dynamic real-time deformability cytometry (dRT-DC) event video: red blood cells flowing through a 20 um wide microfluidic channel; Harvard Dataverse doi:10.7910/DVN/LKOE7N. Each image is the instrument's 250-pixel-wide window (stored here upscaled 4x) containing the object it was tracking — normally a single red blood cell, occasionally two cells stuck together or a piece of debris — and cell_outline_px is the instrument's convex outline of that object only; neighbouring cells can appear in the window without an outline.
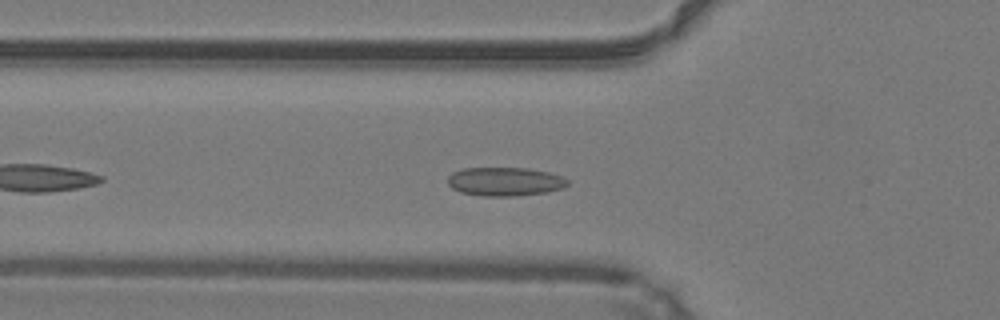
{"species": "common noctule bat (a hibernating species)", "species_latin": "Nyctalus noctula", "temperature_condition": "warm", "stored_images_in_passage": 29, "camera_frame_rate_fps": 3000, "um_per_image_px": 0.085, "animal": {"sex": "male", "body_mass_g": 19.2, "forearm_length_mm": 51.8}, "frame": {"image": 1, "passage_image": 6, "time_ms": 1.667, "image_size_px": [1000, 320], "cell_outline_px": [[568, 184], [564, 188], [548, 192], [512, 196], [484, 196], [460, 192], [452, 188], [448, 184], [448, 176], [452, 172], [464, 168], [528, 168], [548, 172], [560, 176], [568, 180]], "centroid_in_image_um": [42.91, 15.43], "position_along_channel_um": 82.9, "area_um2": 20.06}}
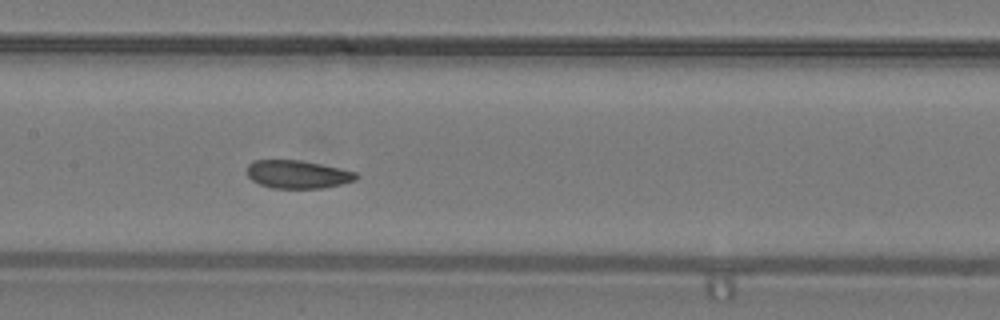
{"frame": {"image": 2, "passage_image": 13, "time_ms": 4.0, "image_size_px": [1000, 320], "cell_outline_px": [[360, 176], [356, 180], [340, 184], [320, 188], [272, 188], [260, 184], [252, 180], [248, 176], [248, 164], [252, 160], [300, 160], [320, 164], [356, 172]], "centroid_in_image_um": [25.29, 14.81], "position_along_channel_um": 182.1, "area_um2": 17.74}}
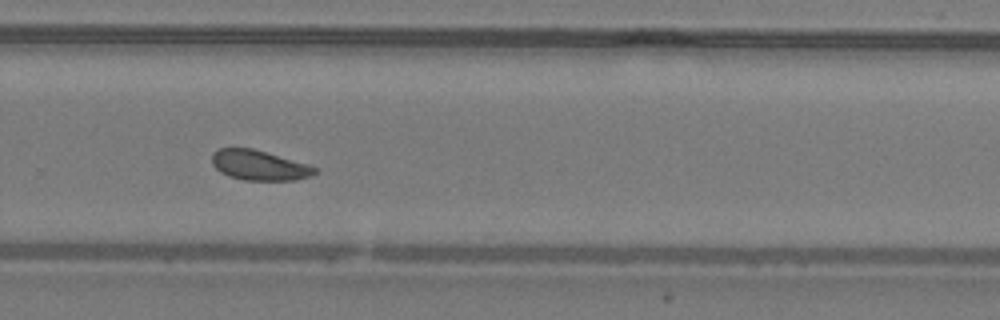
{"frame": {"image": 3, "passage_image": 22, "time_ms": 7.0, "image_size_px": [1000, 320], "cell_outline_px": [[316, 172], [312, 176], [296, 180], [244, 180], [228, 176], [220, 172], [212, 164], [212, 152], [220, 148], [252, 148], [308, 164], [316, 168]], "centroid_in_image_um": [22.01, 14.05], "position_along_channel_um": 307.8, "area_um2": 17.98}, "authors_computed_cell_mechanics": {"area_um2": 18.6116, "velocity_mm_per_s": 4.2114, "shape_relaxation_time_tau1_ms": 5.9559, "shape_relaxation_time_tau2_ms": 0.6319, "deformation_change_tau1": 0.1282, "deformation_change_tau2": 0.0595}}